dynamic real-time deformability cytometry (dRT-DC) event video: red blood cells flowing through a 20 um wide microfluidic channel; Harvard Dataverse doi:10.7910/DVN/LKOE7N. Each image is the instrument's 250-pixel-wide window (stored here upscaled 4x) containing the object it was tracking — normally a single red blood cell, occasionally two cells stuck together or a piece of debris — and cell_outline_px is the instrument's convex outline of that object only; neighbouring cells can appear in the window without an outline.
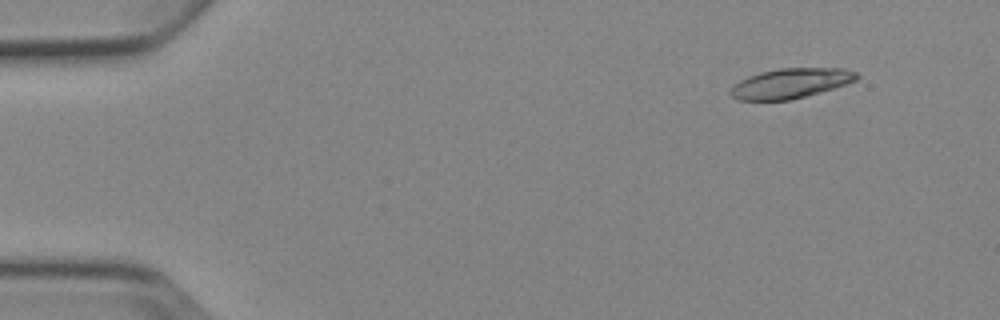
{"species": "Egyptian fruit bat (a non-hibernating species)", "species_latin": "Rousettus aegyptiacus", "temperature_condition": "cold", "stored_images_in_passage": 5, "camera_frame_rate_fps": 3000, "um_per_image_px": 0.085, "animal": {"sex": "female"}, "frame": {"image": 1, "passage_image": 2, "time_ms": 1.0, "image_size_px": [1000, 320], "cell_outline_px": [[860, 76], [856, 80], [832, 88], [804, 96], [788, 100], [736, 100], [728, 92], [740, 80], [748, 76], [760, 72], [780, 68], [844, 68], [856, 72]], "centroid_in_image_um": [67.18, 7.07], "position_along_channel_um": 17.8, "area_um2": 21.73}}
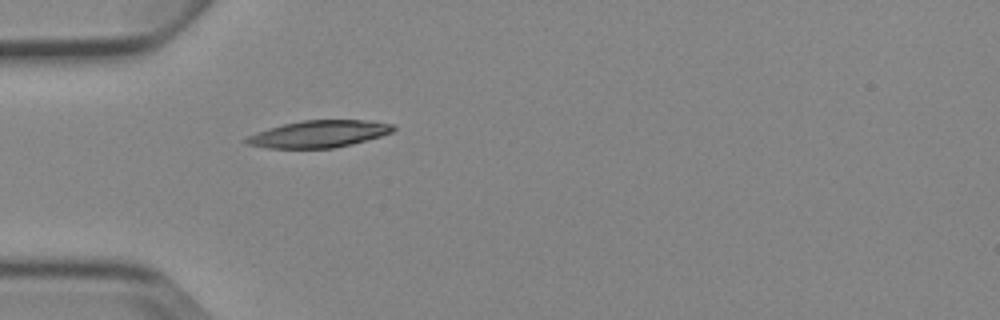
{"frame": {"image": 2, "passage_image": 5, "time_ms": 4.667, "image_size_px": [1000, 320], "cell_outline_px": [[396, 128], [392, 132], [380, 136], [352, 144], [332, 148], [268, 148], [248, 144], [244, 140], [248, 136], [256, 132], [268, 128], [284, 124], [304, 120], [364, 120], [392, 124]], "centroid_in_image_um": [27.1, 11.38], "position_along_channel_um": 57.9, "area_um2": 22.89}}